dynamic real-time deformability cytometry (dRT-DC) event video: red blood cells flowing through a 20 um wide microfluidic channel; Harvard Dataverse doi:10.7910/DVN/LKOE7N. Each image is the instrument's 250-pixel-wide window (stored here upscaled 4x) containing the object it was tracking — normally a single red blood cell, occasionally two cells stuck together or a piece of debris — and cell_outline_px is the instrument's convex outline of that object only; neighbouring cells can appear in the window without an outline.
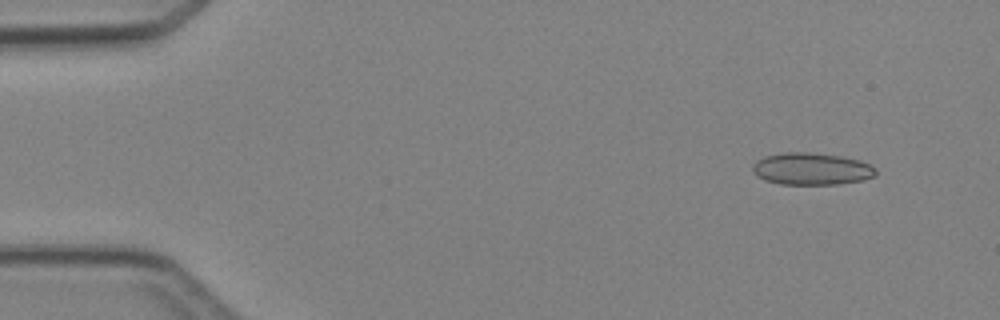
{"species": "Egyptian fruit bat (a non-hibernating species)", "species_latin": "Rousettus aegyptiacus", "temperature_condition": "cold", "stored_images_in_passage": 6, "camera_frame_rate_fps": 3000, "um_per_image_px": 0.085, "animal": {"sex": "female"}, "frame": {"image": 1, "passage_image": 2, "time_ms": 1.0, "image_size_px": [1000, 320], "cell_outline_px": [[876, 176], [864, 180], [840, 184], [780, 184], [764, 180], [752, 172], [752, 164], [756, 160], [764, 156], [784, 152], [808, 152], [840, 156], [860, 160], [872, 164], [876, 168]], "centroid_in_image_um": [68.99, 14.35], "position_along_channel_um": 16.0, "area_um2": 23.35}}
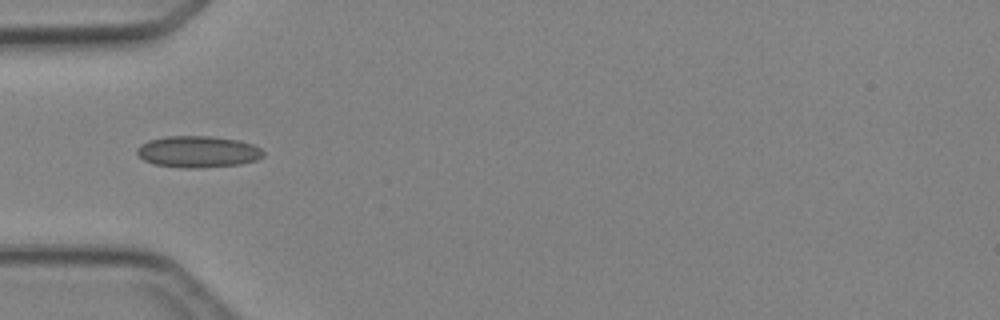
{"frame": {"image": 2, "passage_image": 5, "time_ms": 4.667, "image_size_px": [1000, 320], "cell_outline_px": [[264, 156], [256, 160], [240, 164], [196, 168], [180, 168], [152, 164], [144, 160], [136, 152], [136, 148], [140, 144], [148, 140], [164, 136], [212, 136], [240, 140], [252, 144], [260, 148], [264, 152]], "centroid_in_image_um": [16.8, 12.89], "position_along_channel_um": 68.2, "area_um2": 23.47}}
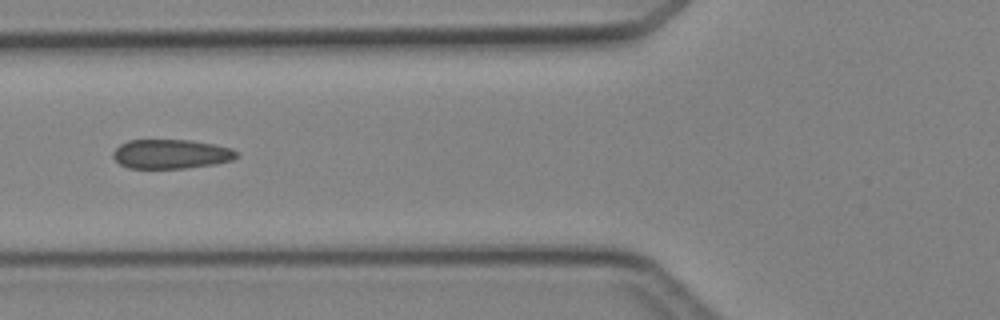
{"frame": {"image": 3, "passage_image": 6, "time_ms": 5.667, "image_size_px": [1000, 320], "cell_outline_px": [[240, 156], [232, 160], [216, 164], [184, 168], [128, 168], [120, 164], [112, 156], [112, 152], [120, 144], [128, 140], [188, 140], [212, 144], [232, 148], [240, 152]], "centroid_in_image_um": [14.56, 13.09], "position_along_channel_um": 111.2, "area_um2": 21.21}}